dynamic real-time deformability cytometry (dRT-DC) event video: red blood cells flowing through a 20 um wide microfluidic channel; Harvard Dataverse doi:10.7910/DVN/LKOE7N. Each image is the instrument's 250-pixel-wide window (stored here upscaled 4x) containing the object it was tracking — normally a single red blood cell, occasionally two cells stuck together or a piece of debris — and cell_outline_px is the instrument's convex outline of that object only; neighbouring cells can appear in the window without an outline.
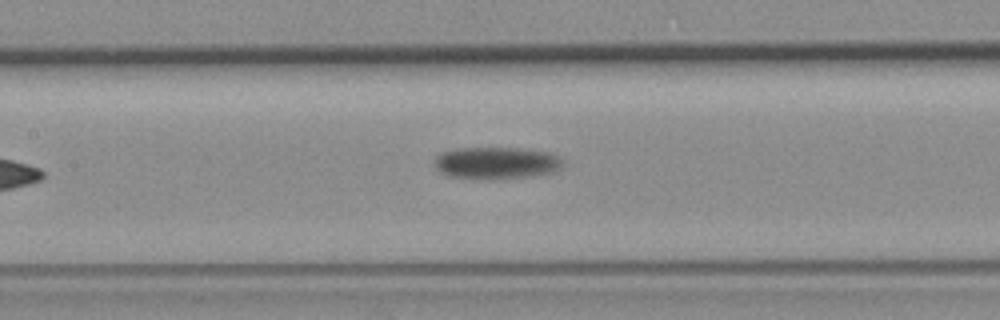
{"species": "common noctule bat (a hibernating species)", "species_latin": "Nyctalus noctula", "temperature_condition": "room temperature", "stored_images_in_passage": 7, "camera_frame_rate_fps": 3000, "um_per_image_px": 0.085, "animal": {"sex": "female", "body_mass_g": 19.3, "forearm_length_mm": 54.1}, "frame": {"image": 1, "passage_image": 7, "time_ms": 8.667, "image_size_px": [1000, 320], "cell_outline_px": [[564, 168], [552, 172], [528, 176], [448, 176], [440, 172], [436, 168], [436, 156], [440, 152], [456, 148], [520, 148], [552, 152], [560, 156], [564, 160]], "centroid_in_image_um": [42.27, 13.78], "position_along_channel_um": 165.1, "area_um2": 23.24}}